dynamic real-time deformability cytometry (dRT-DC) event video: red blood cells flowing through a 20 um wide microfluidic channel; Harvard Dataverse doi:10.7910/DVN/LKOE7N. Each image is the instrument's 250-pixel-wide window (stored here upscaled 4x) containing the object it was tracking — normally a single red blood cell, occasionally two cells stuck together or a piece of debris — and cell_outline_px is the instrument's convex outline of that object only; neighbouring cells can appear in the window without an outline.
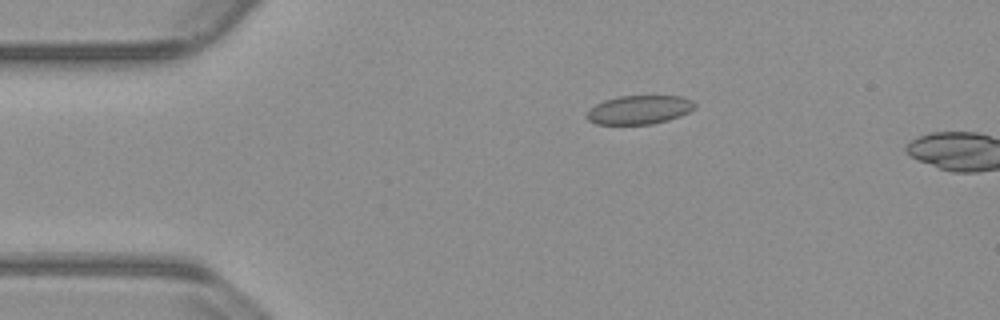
{"species": "common noctule bat (a hibernating species)", "species_latin": "Nyctalus noctula", "temperature_condition": "warm", "stored_images_in_passage": 13, "camera_frame_rate_fps": 3000, "um_per_image_px": 0.085, "animal": {"sex": "male", "body_mass_g": 23.1, "forearm_length_mm": 52.7}, "frame": {"image": 1, "passage_image": 11, "time_ms": 3.333, "image_size_px": [1000, 320], "cell_outline_px": [[696, 108], [680, 116], [668, 120], [652, 124], [596, 124], [588, 120], [584, 116], [596, 104], [604, 100], [620, 96], [680, 96], [692, 100], [696, 104]], "centroid_in_image_um": [54.35, 9.33], "position_along_channel_um": 30.7, "area_um2": 18.09}}